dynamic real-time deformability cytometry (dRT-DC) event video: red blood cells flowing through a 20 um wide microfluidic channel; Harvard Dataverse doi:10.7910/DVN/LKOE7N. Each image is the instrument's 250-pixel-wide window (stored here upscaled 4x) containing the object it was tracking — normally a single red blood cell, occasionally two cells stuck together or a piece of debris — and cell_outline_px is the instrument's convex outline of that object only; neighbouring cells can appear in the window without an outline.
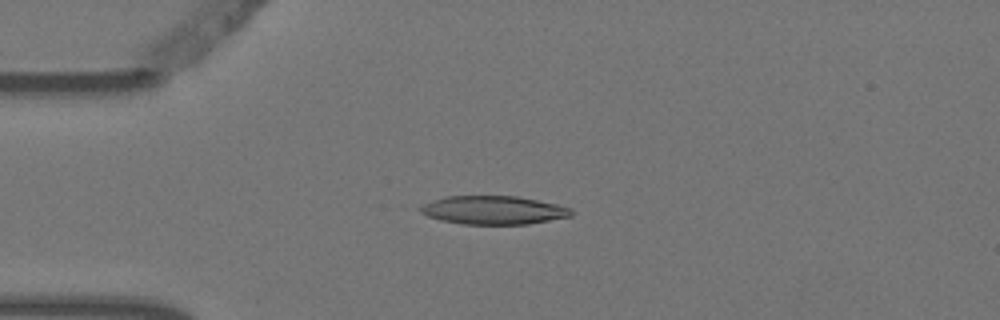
{"species": "Egyptian fruit bat (a non-hibernating species)", "species_latin": "Rousettus aegyptiacus", "temperature_condition": "warm", "stored_images_in_passage": 6, "camera_frame_rate_fps": 3000, "um_per_image_px": 0.085, "animal": {"sex": "female"}, "frame": {"image": 1, "passage_image": 4, "time_ms": 1.0, "image_size_px": [1000, 320], "cell_outline_px": [[572, 216], [528, 224], [460, 224], [440, 220], [428, 216], [420, 212], [420, 204], [444, 196], [516, 196], [556, 204], [572, 208]], "centroid_in_image_um": [41.9, 17.86], "position_along_channel_um": 43.1, "area_um2": 25.09}}
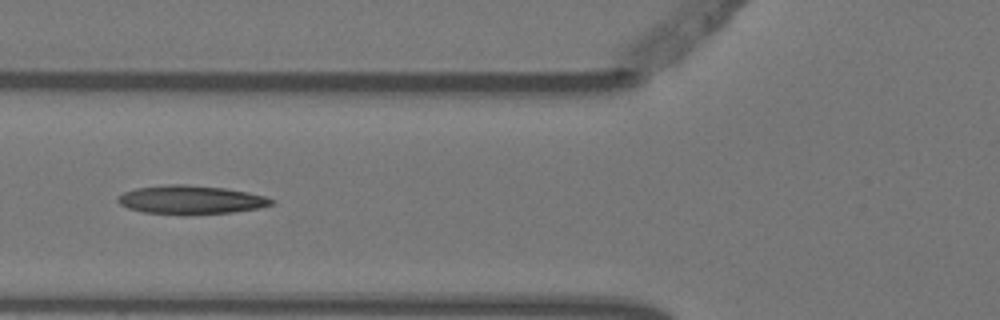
{"frame": {"image": 2, "passage_image": 6, "time_ms": 1.667, "image_size_px": [1000, 320], "cell_outline_px": [[276, 200], [272, 204], [260, 208], [232, 212], [184, 216], [144, 212], [128, 208], [120, 204], [116, 200], [124, 192], [136, 188], [164, 184], [184, 184], [224, 188], [248, 192], [264, 196]], "centroid_in_image_um": [16.22, 17.0], "position_along_channel_um": 109.6, "area_um2": 25.95}}